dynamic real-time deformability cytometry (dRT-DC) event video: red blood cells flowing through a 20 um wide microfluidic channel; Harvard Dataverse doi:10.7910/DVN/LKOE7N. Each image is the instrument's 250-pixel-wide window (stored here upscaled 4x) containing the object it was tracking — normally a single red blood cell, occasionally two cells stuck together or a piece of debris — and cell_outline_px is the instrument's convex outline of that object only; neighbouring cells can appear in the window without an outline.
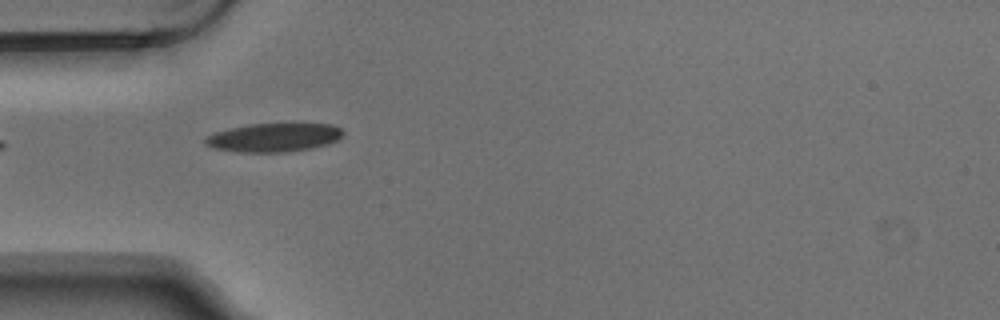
{"species": "Egyptian fruit bat (a non-hibernating species)", "species_latin": "Rousettus aegyptiacus", "temperature_condition": "warm", "stored_images_in_passage": 3, "camera_frame_rate_fps": 3000, "um_per_image_px": 0.085, "animal": {"sex": "male"}, "frame": {"image": 1, "passage_image": 2, "time_ms": 0.333, "image_size_px": [1000, 320], "cell_outline_px": [[344, 136], [328, 144], [308, 148], [284, 152], [240, 152], [212, 148], [204, 144], [204, 140], [208, 136], [216, 132], [228, 128], [252, 124], [332, 124], [340, 128], [344, 132]], "centroid_in_image_um": [23.27, 11.68], "position_along_channel_um": 61.7, "area_um2": 22.83}}
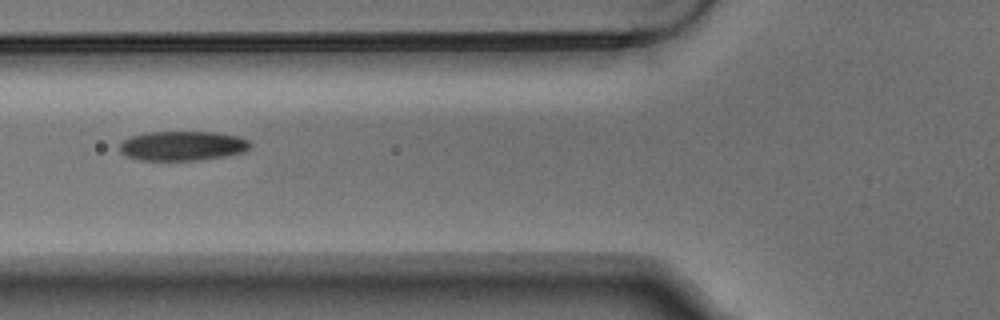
{"frame": {"image": 2, "passage_image": 3, "time_ms": 0.667, "image_size_px": [1000, 320], "cell_outline_px": [[252, 144], [244, 152], [224, 156], [196, 160], [140, 160], [124, 156], [120, 152], [120, 140], [132, 136], [148, 132], [212, 132], [236, 136], [248, 140]], "centroid_in_image_um": [15.46, 12.4], "position_along_channel_um": 110.3, "area_um2": 22.43}}